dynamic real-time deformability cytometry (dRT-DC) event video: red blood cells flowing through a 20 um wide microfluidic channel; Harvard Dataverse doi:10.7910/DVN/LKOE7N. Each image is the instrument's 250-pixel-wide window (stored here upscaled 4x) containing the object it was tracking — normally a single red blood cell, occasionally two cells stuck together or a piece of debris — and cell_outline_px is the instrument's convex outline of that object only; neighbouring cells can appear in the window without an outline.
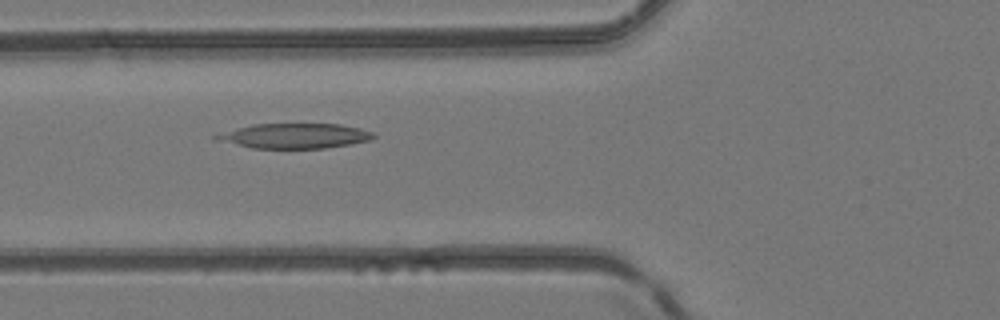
{"species": "common noctule bat (a hibernating species)", "species_latin": "Nyctalus noctula", "temperature_condition": "room temperature", "stored_images_in_passage": 49, "camera_frame_rate_fps": 3000, "um_per_image_px": 0.085, "animal": {"sex": "female", "body_mass_g": 24.6, "forearm_length_mm": 56.2}, "frame": {"image": 1, "passage_image": 19, "time_ms": 6.0, "image_size_px": [1000, 320], "cell_outline_px": [[376, 136], [372, 140], [352, 144], [324, 148], [252, 148], [212, 140], [212, 136], [252, 124], [340, 124], [360, 128], [372, 132]], "centroid_in_image_um": [25.06, 11.56], "position_along_channel_um": 100.7, "area_um2": 22.89}}
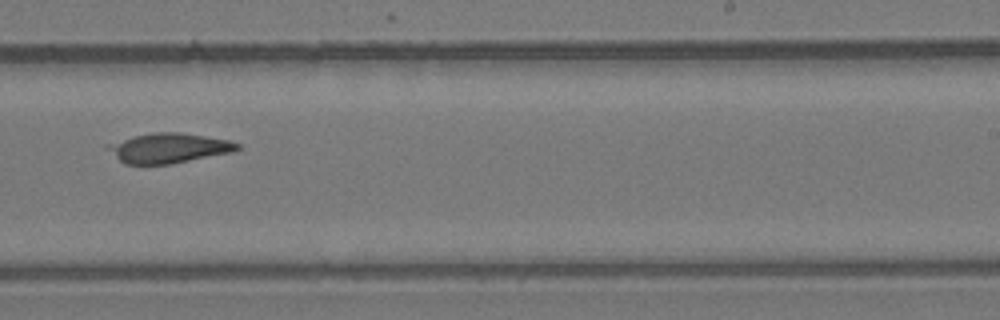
{"frame": {"image": 2, "passage_image": 31, "time_ms": 10.0, "image_size_px": [1000, 320], "cell_outline_px": [[240, 148], [232, 152], [172, 164], [124, 164], [104, 148], [104, 144], [132, 136], [152, 132], [180, 132], [228, 140], [240, 144]], "centroid_in_image_um": [14.27, 12.58], "position_along_channel_um": 274.7, "area_um2": 22.72}}
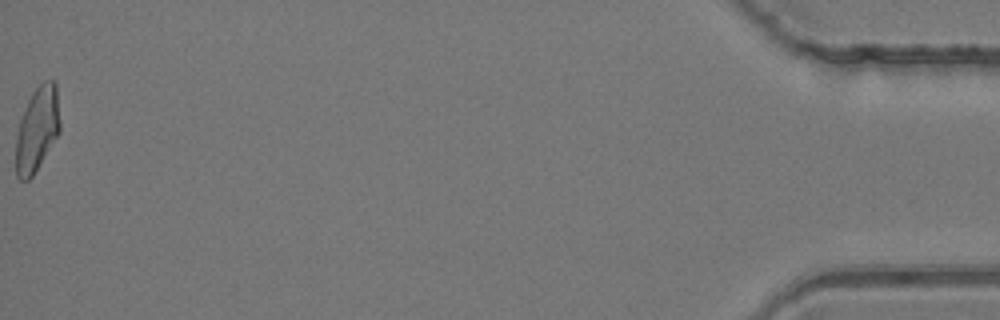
{"frame": {"image": 3, "passage_image": 49, "time_ms": 16.0, "image_size_px": [1000, 320], "cell_outline_px": [[60, 132], [32, 176], [28, 180], [20, 180], [16, 176], [16, 140], [20, 120], [28, 100], [32, 92], [44, 80], [52, 80], [56, 84], [60, 120]], "centroid_in_image_um": [3.17, 10.97], "position_along_channel_um": 432.0, "area_um2": 21.56}}